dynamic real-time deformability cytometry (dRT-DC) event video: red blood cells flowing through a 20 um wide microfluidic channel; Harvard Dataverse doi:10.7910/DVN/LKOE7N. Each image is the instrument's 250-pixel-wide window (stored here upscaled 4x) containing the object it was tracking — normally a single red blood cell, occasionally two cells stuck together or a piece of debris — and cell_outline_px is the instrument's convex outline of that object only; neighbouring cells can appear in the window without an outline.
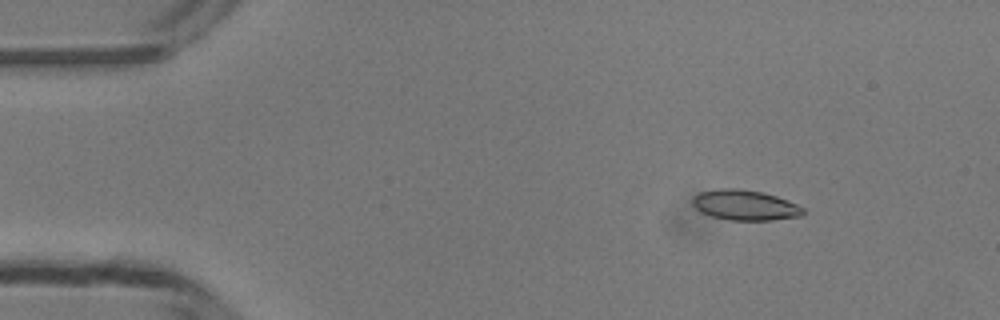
{"species": "common noctule bat (a hibernating species)", "species_latin": "Nyctalus noctula", "temperature_condition": "room temperature", "stored_images_in_passage": 48, "camera_frame_rate_fps": 3000, "um_per_image_px": 0.085, "animal": {"sex": "male", "body_mass_g": 13.3}, "frame": {"image": 1, "passage_image": 6, "time_ms": 1.667, "image_size_px": [1000, 320], "cell_outline_px": [[804, 212], [800, 216], [772, 220], [728, 220], [712, 216], [700, 212], [692, 204], [692, 196], [700, 192], [720, 188], [740, 188], [764, 192], [788, 200], [804, 208]], "centroid_in_image_um": [63.3, 17.42], "position_along_channel_um": 21.7, "area_um2": 19.65}}
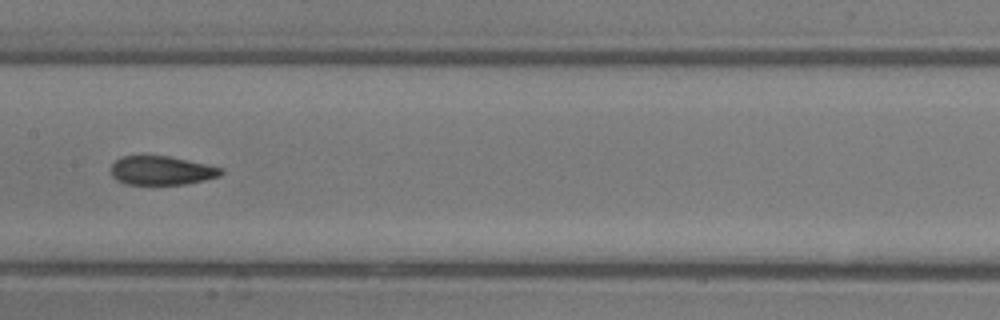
{"frame": {"image": 2, "passage_image": 24, "time_ms": 7.667, "image_size_px": [1000, 320], "cell_outline_px": [[224, 172], [220, 176], [204, 180], [184, 184], [124, 184], [116, 180], [112, 176], [112, 164], [116, 160], [124, 156], [168, 156], [188, 160], [224, 168]], "centroid_in_image_um": [13.75, 14.5], "position_along_channel_um": 193.6, "area_um2": 18.44}}
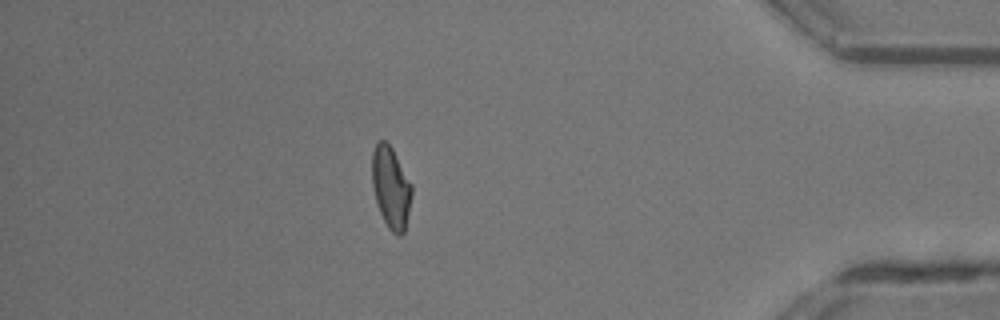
{"frame": {"image": 3, "passage_image": 42, "time_ms": 13.667, "image_size_px": [1000, 320], "cell_outline_px": [[412, 196], [404, 232], [400, 236], [396, 236], [388, 228], [380, 212], [376, 200], [372, 184], [372, 152], [376, 144], [380, 140], [384, 140], [392, 148], [412, 184]], "centroid_in_image_um": [33.23, 15.95], "position_along_channel_um": 402.0, "area_um2": 18.84}, "authors_computed_cell_mechanics": {"area_um2": 19.2185, "velocity_mm_per_s": 4.2158, "shape_relaxation_time_tau1_ms": null, "shape_relaxation_time_tau2_ms": 1.6902, "deformation_change_tau1": null, "deformation_change_tau2": 0.0778}}